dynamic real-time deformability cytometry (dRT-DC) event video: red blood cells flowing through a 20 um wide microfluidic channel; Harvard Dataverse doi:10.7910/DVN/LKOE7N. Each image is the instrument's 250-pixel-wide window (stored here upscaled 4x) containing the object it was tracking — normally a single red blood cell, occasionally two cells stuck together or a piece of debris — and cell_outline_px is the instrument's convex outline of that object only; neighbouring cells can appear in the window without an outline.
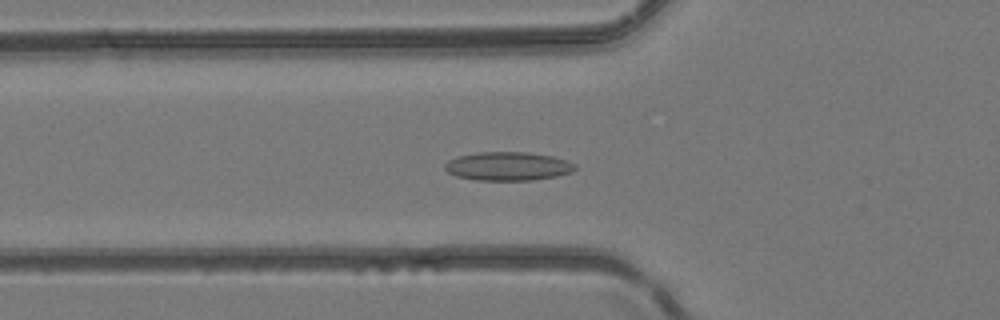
{"species": "common noctule bat (a hibernating species)", "species_latin": "Nyctalus noctula", "temperature_condition": "room temperature", "stored_images_in_passage": 34, "camera_frame_rate_fps": 3000, "um_per_image_px": 0.085, "animal": {"sex": "female", "body_mass_g": 24.6, "forearm_length_mm": 56.2}, "frame": {"image": 1, "passage_image": 8, "time_ms": 2.333, "image_size_px": [1000, 320], "cell_outline_px": [[576, 168], [572, 172], [556, 176], [532, 180], [476, 180], [456, 176], [448, 172], [444, 168], [444, 164], [448, 160], [460, 156], [480, 152], [528, 152], [552, 156], [576, 164]], "centroid_in_image_um": [43.17, 14.13], "position_along_channel_um": 82.6, "area_um2": 21.62}}
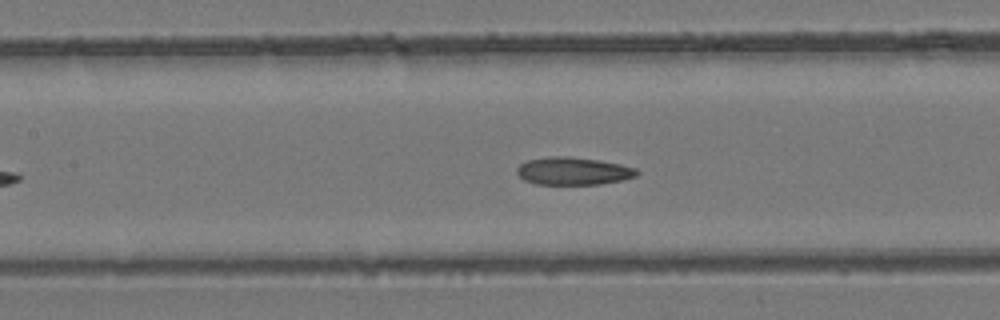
{"frame": {"image": 2, "passage_image": 13, "time_ms": 4.0, "image_size_px": [1000, 320], "cell_outline_px": [[640, 172], [636, 176], [624, 180], [600, 184], [536, 184], [524, 180], [516, 172], [516, 168], [520, 164], [528, 160], [548, 156], [568, 156], [600, 160], [620, 164], [636, 168]], "centroid_in_image_um": [48.74, 14.53], "position_along_channel_um": 158.7, "area_um2": 19.48}}
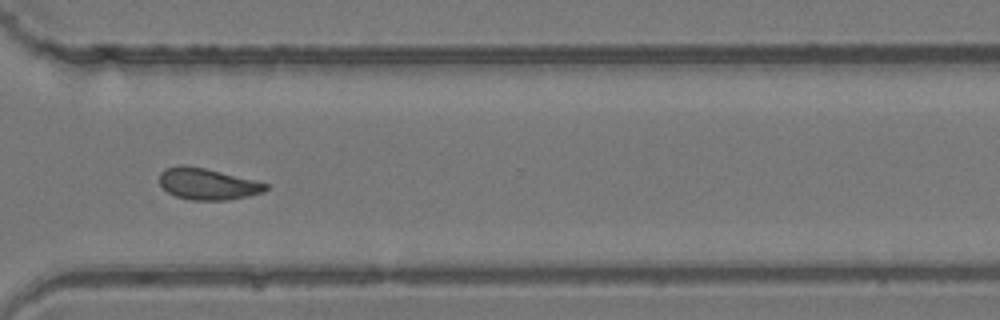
{"frame": {"image": 3, "passage_image": 26, "time_ms": 8.333, "image_size_px": [1000, 320], "cell_outline_px": [[268, 188], [264, 192], [248, 196], [228, 200], [192, 200], [176, 196], [168, 192], [160, 184], [160, 172], [164, 168], [180, 164], [184, 164], [204, 168], [268, 184]], "centroid_in_image_um": [17.61, 15.63], "position_along_channel_um": 353.0, "area_um2": 19.31}}